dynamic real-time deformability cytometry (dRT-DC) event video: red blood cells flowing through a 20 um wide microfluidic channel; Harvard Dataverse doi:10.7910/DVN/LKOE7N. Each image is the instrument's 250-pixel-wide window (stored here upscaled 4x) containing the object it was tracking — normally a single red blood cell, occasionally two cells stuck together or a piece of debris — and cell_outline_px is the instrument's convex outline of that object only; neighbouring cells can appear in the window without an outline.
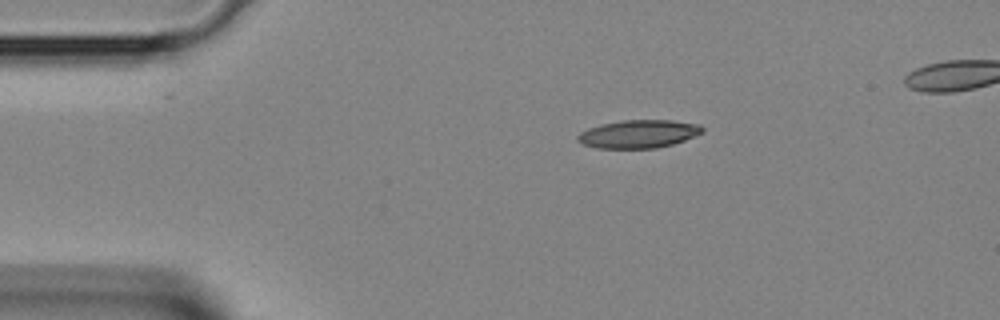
{"species": "Egyptian fruit bat (a non-hibernating species)", "species_latin": "Rousettus aegyptiacus", "temperature_condition": "room temperature", "stored_images_in_passage": 32, "camera_frame_rate_fps": 3000, "um_per_image_px": 0.085, "animal": {"sex": "female"}, "frame": {"image": 1, "passage_image": 1, "time_ms": 0.0, "image_size_px": [1000, 320], "cell_outline_px": [[704, 132], [684, 140], [672, 144], [656, 148], [596, 148], [584, 144], [576, 140], [576, 136], [580, 132], [588, 128], [604, 124], [624, 120], [672, 120], [700, 124], [704, 128]], "centroid_in_image_um": [54.29, 11.38], "position_along_channel_um": 30.7, "area_um2": 20.35}}
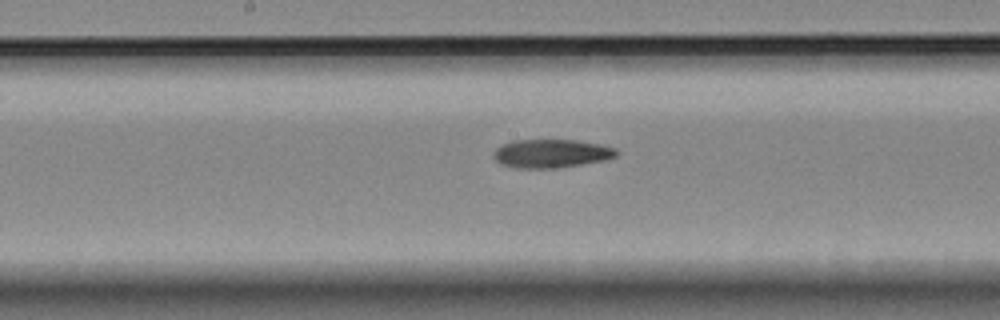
{"frame": {"image": 2, "passage_image": 14, "time_ms": 4.333, "image_size_px": [1000, 320], "cell_outline_px": [[616, 156], [604, 160], [580, 164], [552, 168], [512, 168], [500, 164], [492, 156], [492, 152], [496, 148], [512, 140], [576, 140], [600, 144], [616, 148]], "centroid_in_image_um": [46.8, 13.04], "position_along_channel_um": 201.4, "area_um2": 20.35}}
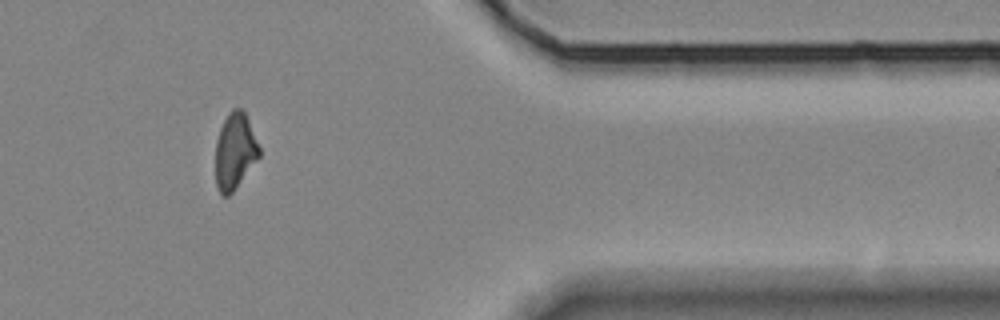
{"frame": {"image": 3, "passage_image": 27, "time_ms": 8.667, "image_size_px": [1000, 320], "cell_outline_px": [[260, 156], [232, 192], [228, 196], [224, 196], [220, 192], [216, 184], [216, 140], [220, 128], [228, 112], [232, 108], [244, 108], [260, 148]], "centroid_in_image_um": [19.97, 12.8], "position_along_channel_um": 391.4, "area_um2": 19.36}}